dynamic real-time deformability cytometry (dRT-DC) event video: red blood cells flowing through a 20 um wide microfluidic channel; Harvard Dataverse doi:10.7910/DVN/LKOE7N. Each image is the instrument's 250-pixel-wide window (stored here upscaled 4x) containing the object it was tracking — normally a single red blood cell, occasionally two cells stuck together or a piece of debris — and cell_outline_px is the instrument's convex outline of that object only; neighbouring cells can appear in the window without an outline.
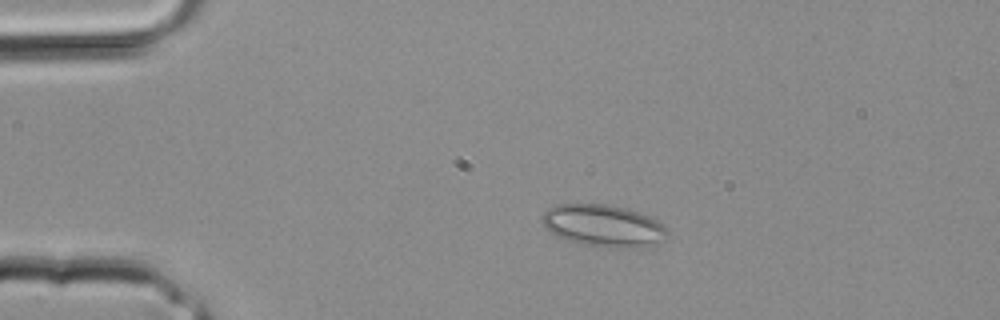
{"species": "common noctule bat (a hibernating species)", "species_latin": "Nyctalus noctula", "temperature_condition": "room temperature", "stored_images_in_passage": 4, "camera_frame_rate_fps": 3000, "um_per_image_px": 0.085, "animal": {"sex": "male", "body_mass_g": 20.4}, "frame": {"image": 1, "passage_image": 3, "time_ms": 0.667, "image_size_px": [1000, 320], "cell_outline_px": [[672, 232], [664, 240], [656, 244], [632, 248], [584, 244], [568, 240], [556, 236], [540, 220], [540, 216], [548, 208], [556, 204], [608, 204], [628, 208], [648, 216], [664, 224]], "centroid_in_image_um": [51.33, 19.16], "position_along_channel_um": 33.7, "area_um2": 30.75}}